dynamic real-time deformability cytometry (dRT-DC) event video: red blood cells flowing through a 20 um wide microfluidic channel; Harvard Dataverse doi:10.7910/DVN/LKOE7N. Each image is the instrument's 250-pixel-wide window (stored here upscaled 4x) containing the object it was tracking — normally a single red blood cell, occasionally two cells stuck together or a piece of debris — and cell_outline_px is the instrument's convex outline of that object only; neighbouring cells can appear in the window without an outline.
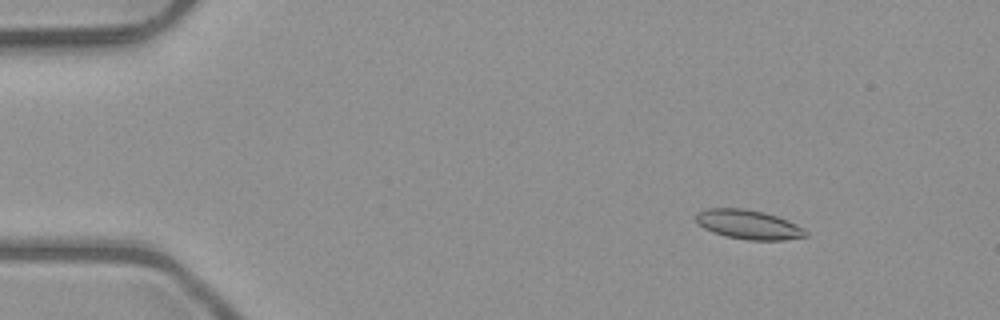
{"species": "common noctule bat (a hibernating species)", "species_latin": "Nyctalus noctula", "temperature_condition": "room temperature", "stored_images_in_passage": 6, "camera_frame_rate_fps": 3000, "um_per_image_px": 0.085, "animal": {"sex": "male", "body_mass_g": 23.1, "forearm_length_mm": 52.7}, "frame": {"image": 1, "passage_image": 2, "time_ms": 0.333, "image_size_px": [1000, 320], "cell_outline_px": [[808, 236], [784, 240], [748, 240], [724, 236], [712, 232], [704, 228], [696, 220], [696, 216], [700, 212], [708, 208], [744, 208], [764, 212], [788, 220], [804, 228], [808, 232]], "centroid_in_image_um": [63.66, 19.09], "position_along_channel_um": 21.3, "area_um2": 18.73}}
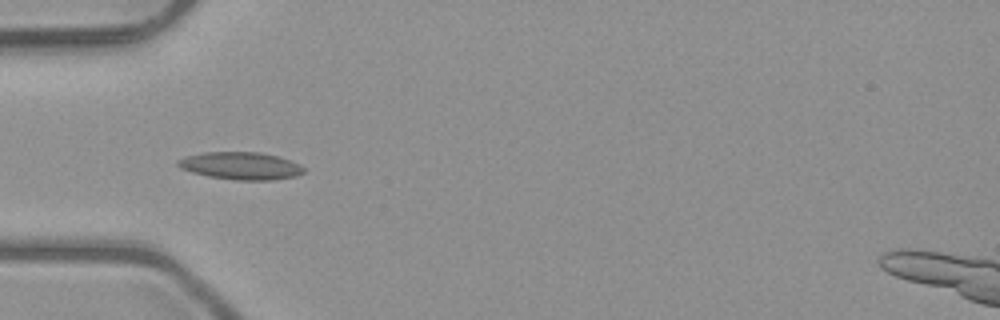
{"frame": {"image": 2, "passage_image": 5, "time_ms": 1.333, "image_size_px": [1000, 320], "cell_outline_px": [[304, 172], [296, 176], [272, 180], [236, 180], [208, 176], [192, 172], [180, 168], [176, 164], [176, 160], [184, 156], [204, 152], [260, 152], [276, 156], [300, 164], [304, 168]], "centroid_in_image_um": [20.42, 14.09], "position_along_channel_um": 64.6, "area_um2": 20.17}}
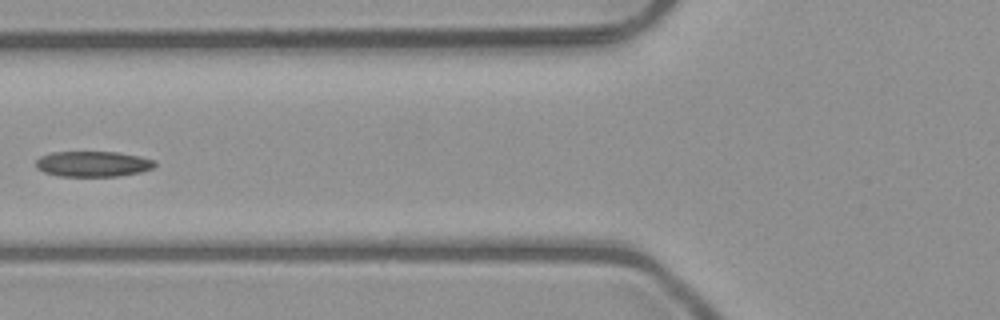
{"frame": {"image": 3, "passage_image": 6, "time_ms": 1.667, "image_size_px": [1000, 320], "cell_outline_px": [[156, 164], [152, 168], [140, 172], [116, 176], [60, 176], [44, 172], [36, 168], [36, 160], [40, 156], [52, 152], [116, 152], [140, 156], [156, 160]], "centroid_in_image_um": [7.89, 13.93], "position_along_channel_um": 117.9, "area_um2": 17.69}}